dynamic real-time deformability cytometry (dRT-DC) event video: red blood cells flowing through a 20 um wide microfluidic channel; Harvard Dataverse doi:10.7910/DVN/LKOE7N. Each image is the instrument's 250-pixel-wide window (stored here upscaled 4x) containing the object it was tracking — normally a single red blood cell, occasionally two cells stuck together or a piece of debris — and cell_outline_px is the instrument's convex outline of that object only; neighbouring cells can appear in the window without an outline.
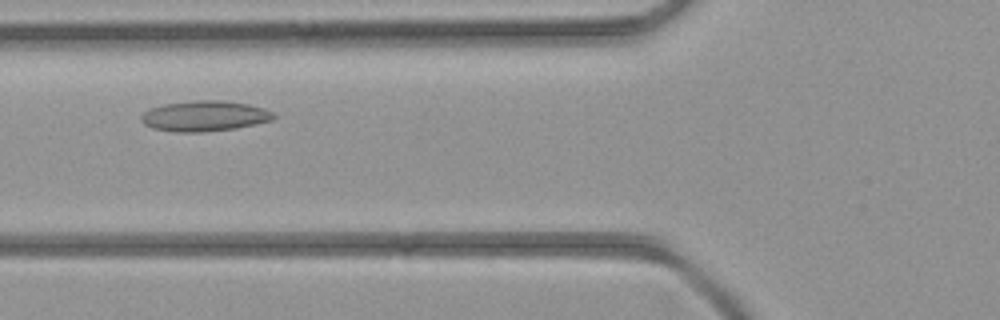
{"species": "common noctule bat (a hibernating species)", "species_latin": "Nyctalus noctula", "temperature_condition": "room temperature", "stored_images_in_passage": 36, "camera_frame_rate_fps": 3000, "um_per_image_px": 0.085, "animal": {"sex": "female", "body_mass_g": 21.9}, "frame": {"image": 1, "passage_image": 8, "time_ms": 2.333, "image_size_px": [1000, 320], "cell_outline_px": [[276, 116], [272, 120], [236, 128], [200, 132], [176, 132], [152, 128], [144, 124], [140, 120], [140, 116], [144, 112], [152, 108], [164, 104], [196, 100], [220, 100], [248, 104], [264, 108], [272, 112]], "centroid_in_image_um": [17.37, 9.86], "position_along_channel_um": 108.4, "area_um2": 23.41}}
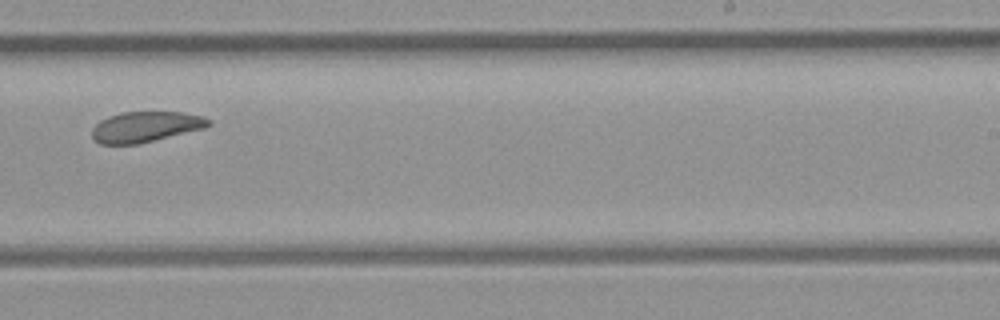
{"frame": {"image": 2, "passage_image": 19, "time_ms": 6.0, "image_size_px": [1000, 320], "cell_outline_px": [[212, 124], [204, 128], [136, 144], [100, 144], [92, 136], [92, 128], [100, 120], [108, 116], [120, 112], [184, 112], [200, 116], [212, 120]], "centroid_in_image_um": [12.36, 10.76], "position_along_channel_um": 276.6, "area_um2": 20.58}}
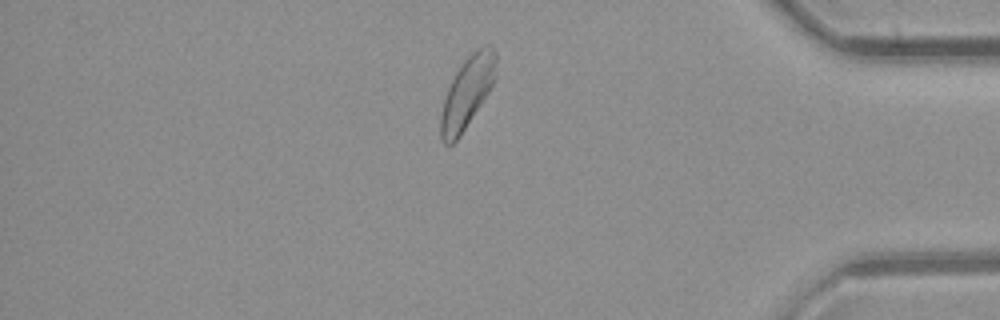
{"frame": {"image": 3, "passage_image": 29, "time_ms": 9.333, "image_size_px": [1000, 320], "cell_outline_px": [[496, 80], [460, 136], [452, 144], [444, 144], [440, 140], [440, 116], [444, 100], [448, 88], [456, 72], [464, 60], [472, 52], [484, 44], [488, 44], [496, 52]], "centroid_in_image_um": [39.72, 7.85], "position_along_channel_um": 395.5, "area_um2": 22.89}}